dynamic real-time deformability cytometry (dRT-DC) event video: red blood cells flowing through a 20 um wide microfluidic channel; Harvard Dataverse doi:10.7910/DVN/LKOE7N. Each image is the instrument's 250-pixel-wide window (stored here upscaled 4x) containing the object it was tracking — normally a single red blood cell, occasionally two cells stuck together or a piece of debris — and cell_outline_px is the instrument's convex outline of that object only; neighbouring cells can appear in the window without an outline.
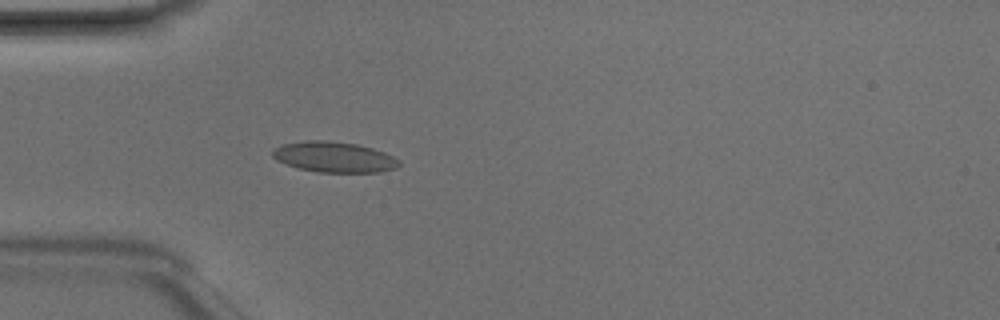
{"species": "Egyptian fruit bat (a non-hibernating species)", "species_latin": "Rousettus aegyptiacus", "temperature_condition": "room temperature", "stored_images_in_passage": 48, "camera_frame_rate_fps": 3000, "um_per_image_px": 0.085, "animal": {"sex": "male"}, "frame": {"image": 1, "passage_image": 14, "time_ms": 4.333, "image_size_px": [1000, 320], "cell_outline_px": [[400, 164], [396, 168], [380, 172], [320, 172], [300, 168], [284, 164], [276, 160], [272, 156], [272, 148], [280, 144], [304, 140], [324, 140], [356, 144], [372, 148], [384, 152], [400, 160]], "centroid_in_image_um": [28.36, 13.34], "position_along_channel_um": 56.6, "area_um2": 22.66}}
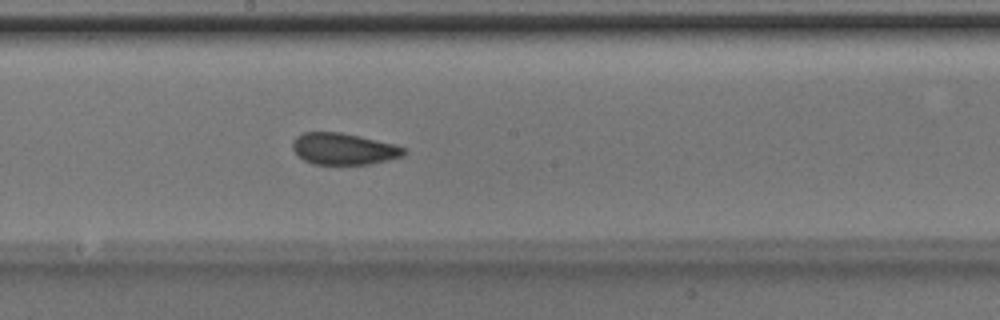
{"frame": {"image": 2, "passage_image": 26, "time_ms": 8.333, "image_size_px": [1000, 320], "cell_outline_px": [[408, 152], [404, 156], [372, 164], [312, 164], [304, 160], [292, 148], [292, 140], [296, 136], [304, 132], [340, 132], [360, 136], [396, 144], [408, 148]], "centroid_in_image_um": [29.26, 12.65], "position_along_channel_um": 218.9, "area_um2": 20.75}}
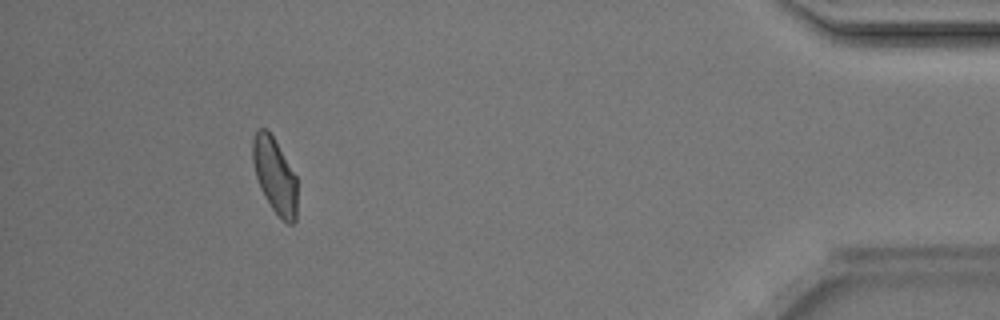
{"frame": {"image": 3, "passage_image": 44, "time_ms": 14.333, "image_size_px": [1000, 320], "cell_outline_px": [[296, 220], [292, 224], [288, 224], [272, 208], [264, 196], [260, 188], [256, 176], [252, 160], [252, 140], [256, 128], [264, 128], [272, 136], [296, 176]], "centroid_in_image_um": [23.33, 14.91], "position_along_channel_um": 411.9, "area_um2": 19.25}, "authors_computed_cell_mechanics": {"area_um2": 20.7502, "velocity_mm_per_s": 4.191, "shape_relaxation_time_tau1_ms": 9.2923, "shape_relaxation_time_tau2_ms": 1.1138, "deformation_change_tau1": 0.162, "deformation_change_tau2": 0.062}}